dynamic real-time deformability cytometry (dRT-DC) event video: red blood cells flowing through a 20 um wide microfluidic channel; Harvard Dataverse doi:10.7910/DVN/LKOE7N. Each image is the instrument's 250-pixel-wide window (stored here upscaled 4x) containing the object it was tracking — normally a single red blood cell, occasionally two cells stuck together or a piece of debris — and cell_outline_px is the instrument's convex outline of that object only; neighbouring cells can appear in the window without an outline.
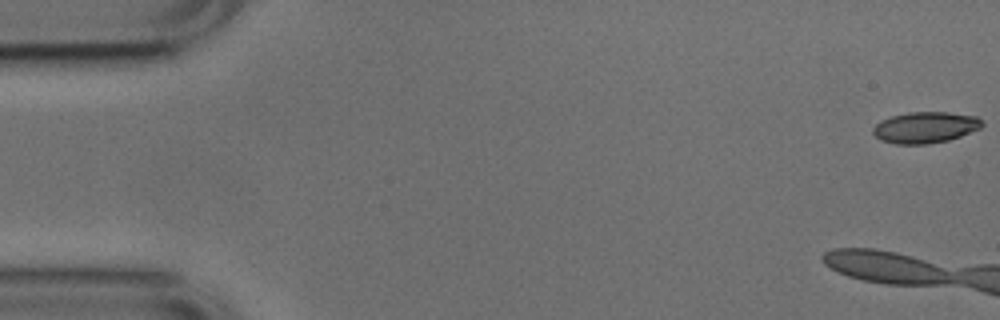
{"species": "common noctule bat (a hibernating species)", "species_latin": "Nyctalus noctula", "temperature_condition": "cold", "stored_images_in_passage": 11, "camera_frame_rate_fps": 3000, "um_per_image_px": 0.085, "animal": {"sex": "male", "body_mass_g": 17.9, "forearm_length_mm": 54.2}, "frame": {"image": 1, "passage_image": 1, "time_ms": 0.0, "image_size_px": [1000, 320], "cell_outline_px": [[984, 124], [980, 128], [960, 136], [948, 140], [928, 144], [896, 144], [880, 140], [872, 132], [872, 128], [880, 120], [892, 116], [908, 112], [948, 112], [976, 116]], "centroid_in_image_um": [78.62, 10.83], "position_along_channel_um": 6.4, "area_um2": 19.83}}